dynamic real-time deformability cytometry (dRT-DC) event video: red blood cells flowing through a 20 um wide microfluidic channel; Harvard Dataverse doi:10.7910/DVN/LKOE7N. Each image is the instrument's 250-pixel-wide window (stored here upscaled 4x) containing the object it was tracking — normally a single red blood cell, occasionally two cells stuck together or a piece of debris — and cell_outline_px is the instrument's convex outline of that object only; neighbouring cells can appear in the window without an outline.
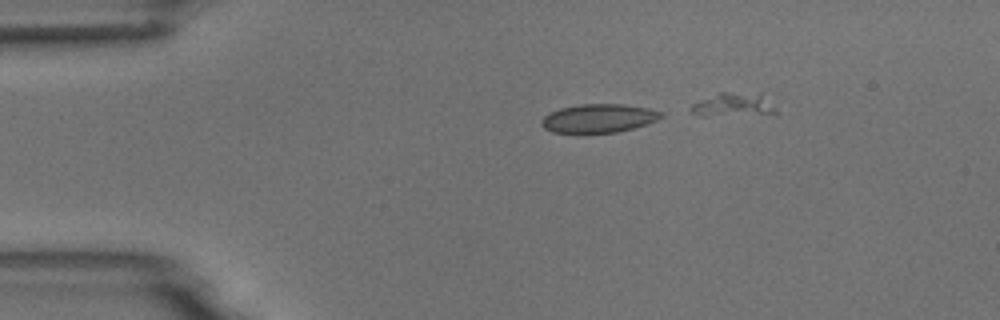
{"species": "common noctule bat (a hibernating species)", "species_latin": "Nyctalus noctula", "temperature_condition": "room temperature", "stored_images_in_passage": 5, "camera_frame_rate_fps": 3000, "um_per_image_px": 0.085, "animal": {"sex": "male", "body_mass_g": 18.8}, "frame": {"image": 1, "passage_image": 3, "time_ms": 2.333, "image_size_px": [1000, 320], "cell_outline_px": [[664, 116], [656, 120], [632, 128], [616, 132], [552, 132], [544, 128], [540, 124], [540, 120], [548, 112], [560, 108], [580, 104], [624, 104], [648, 108], [664, 112]], "centroid_in_image_um": [50.86, 10.04], "position_along_channel_um": 34.1, "area_um2": 19.83}}